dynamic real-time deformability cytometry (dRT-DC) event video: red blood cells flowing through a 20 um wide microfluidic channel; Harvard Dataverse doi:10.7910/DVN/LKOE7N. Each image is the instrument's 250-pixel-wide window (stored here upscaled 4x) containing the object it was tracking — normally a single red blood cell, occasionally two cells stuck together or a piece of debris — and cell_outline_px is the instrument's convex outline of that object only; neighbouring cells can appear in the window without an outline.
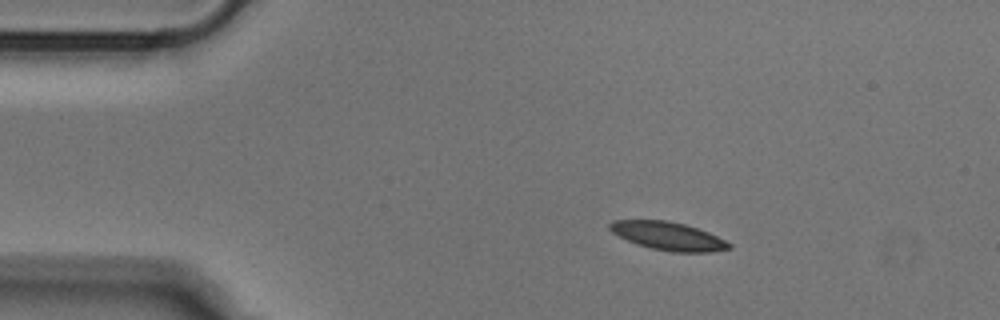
{"species": "Egyptian fruit bat (a non-hibernating species)", "species_latin": "Rousettus aegyptiacus", "temperature_condition": "cold", "stored_images_in_passage": 44, "camera_frame_rate_fps": 3000, "um_per_image_px": 0.085, "animal": {"sex": "male"}, "frame": {"image": 1, "passage_image": 1, "time_ms": 0.0, "image_size_px": [1000, 320], "cell_outline_px": [[732, 248], [712, 252], [672, 252], [652, 248], [636, 244], [612, 232], [608, 228], [608, 224], [612, 220], [664, 220], [684, 224], [708, 232], [732, 244]], "centroid_in_image_um": [56.79, 20.06], "position_along_channel_um": 28.2, "area_um2": 19.48}}
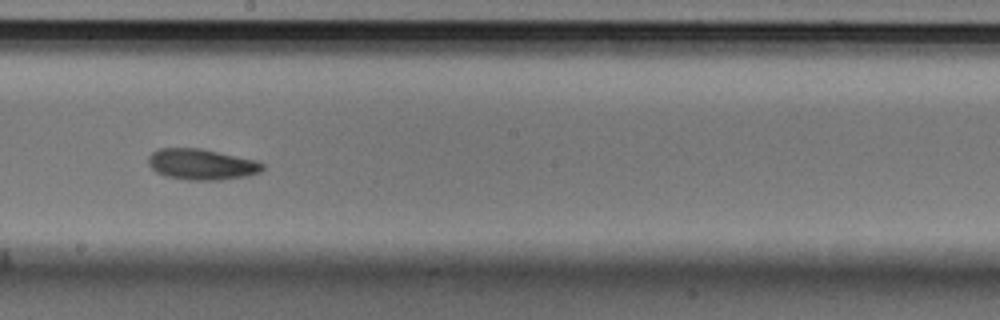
{"frame": {"image": 2, "passage_image": 21, "time_ms": 6.667, "image_size_px": [1000, 320], "cell_outline_px": [[264, 168], [260, 172], [248, 176], [220, 180], [188, 180], [164, 176], [156, 172], [148, 164], [148, 156], [152, 152], [160, 148], [200, 148], [256, 160], [264, 164]], "centroid_in_image_um": [17.13, 13.97], "position_along_channel_um": 231.1, "area_um2": 20.69}}
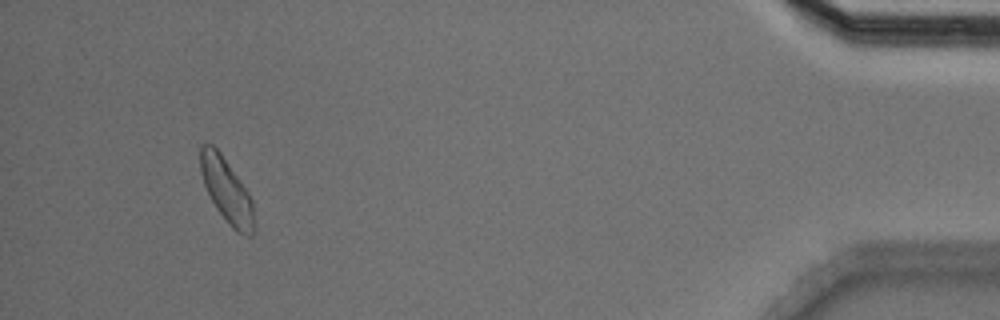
{"frame": {"image": 3, "passage_image": 41, "time_ms": 13.333, "image_size_px": [1000, 320], "cell_outline_px": [[256, 228], [252, 236], [248, 236], [236, 232], [232, 228], [216, 208], [204, 184], [200, 172], [200, 144], [212, 144], [220, 152], [248, 192], [252, 200], [256, 224]], "centroid_in_image_um": [19.29, 16.23], "position_along_channel_um": 415.9, "area_um2": 20.17}}